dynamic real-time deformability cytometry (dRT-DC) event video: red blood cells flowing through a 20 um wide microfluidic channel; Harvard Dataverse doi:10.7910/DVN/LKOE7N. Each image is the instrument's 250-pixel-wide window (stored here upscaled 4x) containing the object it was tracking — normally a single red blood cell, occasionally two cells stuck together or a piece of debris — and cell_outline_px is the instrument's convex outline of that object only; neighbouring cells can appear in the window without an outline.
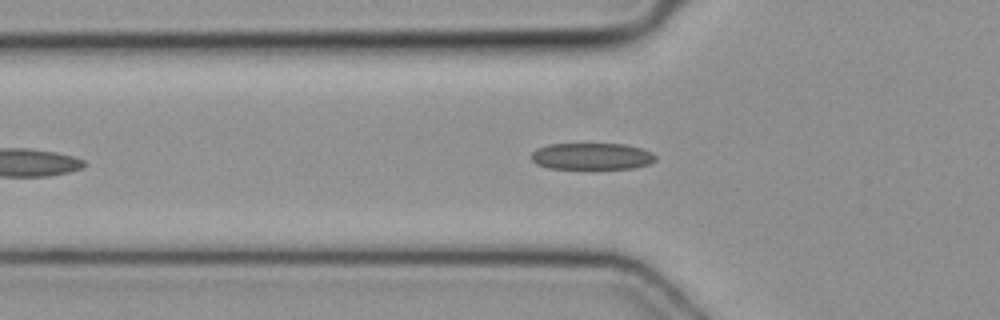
{"species": "common noctule bat (a hibernating species)", "species_latin": "Nyctalus noctula", "temperature_condition": "cold", "stored_images_in_passage": 35, "camera_frame_rate_fps": 3000, "um_per_image_px": 0.085, "animal": {"sex": "female", "body_mass_g": 19.3, "forearm_length_mm": 54.1}, "frame": {"image": 1, "passage_image": 5, "time_ms": 1.333, "image_size_px": [1000, 320], "cell_outline_px": [[656, 160], [648, 164], [632, 168], [548, 168], [536, 164], [532, 160], [532, 152], [536, 148], [548, 144], [624, 144], [640, 148], [652, 152], [656, 156]], "centroid_in_image_um": [50.29, 13.28], "position_along_channel_um": 75.5, "area_um2": 19.19}}
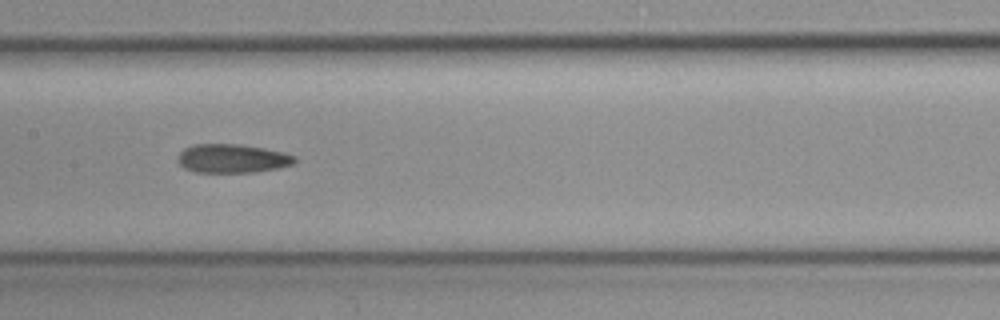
{"frame": {"image": 2, "passage_image": 13, "time_ms": 4.0, "image_size_px": [1000, 320], "cell_outline_px": [[296, 160], [292, 164], [276, 168], [256, 172], [196, 172], [184, 168], [180, 164], [180, 152], [184, 148], [196, 144], [240, 144], [264, 148], [284, 152], [296, 156]], "centroid_in_image_um": [19.77, 13.46], "position_along_channel_um": 187.6, "area_um2": 19.42}}
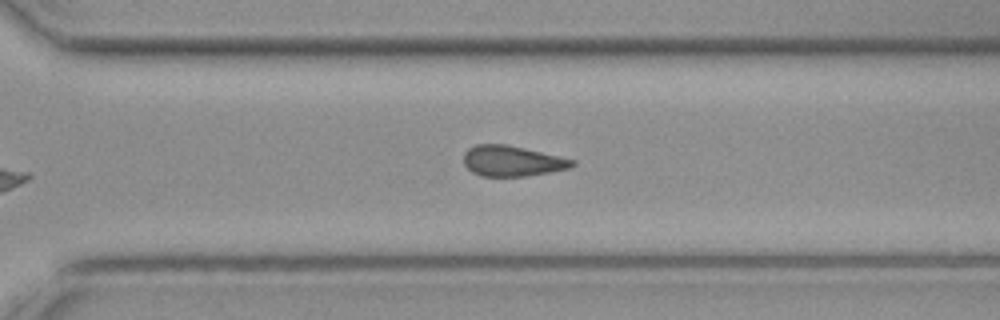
{"frame": {"image": 3, "passage_image": 23, "time_ms": 7.333, "image_size_px": [1000, 320], "cell_outline_px": [[576, 164], [572, 168], [528, 176], [480, 176], [472, 172], [464, 164], [464, 152], [468, 148], [476, 144], [504, 144], [524, 148], [576, 160]], "centroid_in_image_um": [43.54, 13.69], "position_along_channel_um": 327.1, "area_um2": 19.42}}